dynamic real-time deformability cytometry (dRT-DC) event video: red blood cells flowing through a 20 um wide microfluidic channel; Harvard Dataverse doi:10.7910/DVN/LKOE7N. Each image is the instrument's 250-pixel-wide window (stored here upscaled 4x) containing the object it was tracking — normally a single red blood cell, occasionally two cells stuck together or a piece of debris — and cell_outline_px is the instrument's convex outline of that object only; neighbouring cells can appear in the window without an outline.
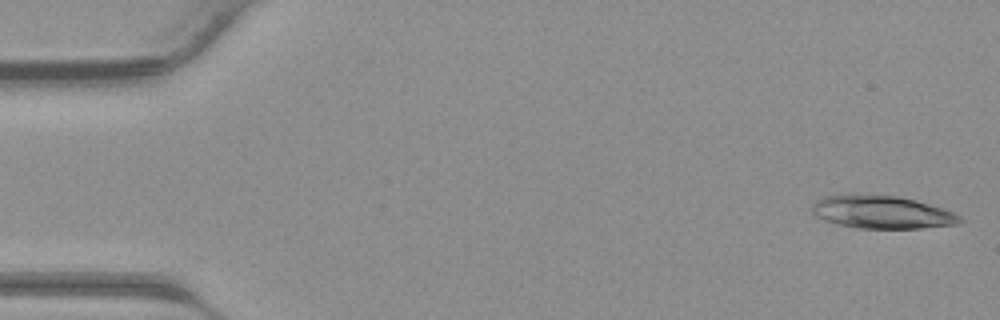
{"species": "common noctule bat (a hibernating species)", "species_latin": "Nyctalus noctula", "temperature_condition": "warm", "stored_images_in_passage": 17, "camera_frame_rate_fps": 3000, "um_per_image_px": 0.085, "animal": {"sex": "male", "body_mass_g": 23.1, "forearm_length_mm": 52.7}, "frame": {"image": 1, "passage_image": 1, "time_ms": 0.0, "image_size_px": [1000, 320], "cell_outline_px": [[964, 220], [956, 224], [920, 228], [860, 228], [840, 224], [824, 220], [816, 216], [812, 212], [812, 204], [816, 200], [824, 196], [848, 192], [852, 192], [896, 196], [916, 200], [944, 208], [960, 216]], "centroid_in_image_um": [74.91, 17.99], "position_along_channel_um": 10.1, "area_um2": 28.73}}
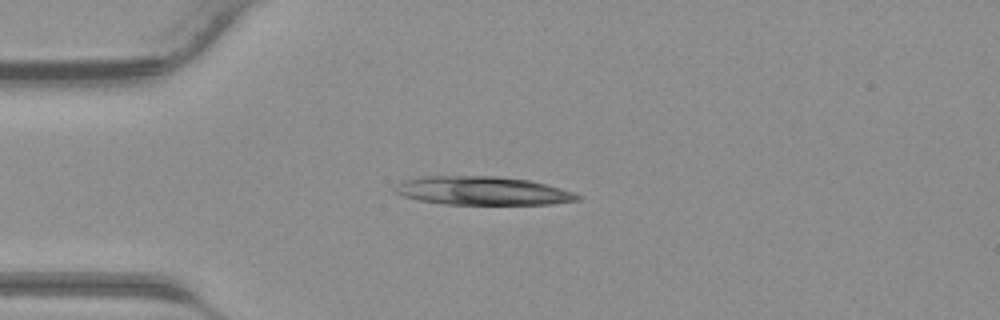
{"frame": {"image": 2, "passage_image": 10, "time_ms": 3.0, "image_size_px": [1000, 320], "cell_outline_px": [[584, 196], [580, 200], [552, 204], [444, 204], [420, 200], [404, 196], [392, 192], [392, 188], [396, 184], [404, 180], [420, 176], [500, 176], [532, 180], [560, 188]], "centroid_in_image_um": [41.01, 16.21], "position_along_channel_um": 44.0, "area_um2": 30.63}}